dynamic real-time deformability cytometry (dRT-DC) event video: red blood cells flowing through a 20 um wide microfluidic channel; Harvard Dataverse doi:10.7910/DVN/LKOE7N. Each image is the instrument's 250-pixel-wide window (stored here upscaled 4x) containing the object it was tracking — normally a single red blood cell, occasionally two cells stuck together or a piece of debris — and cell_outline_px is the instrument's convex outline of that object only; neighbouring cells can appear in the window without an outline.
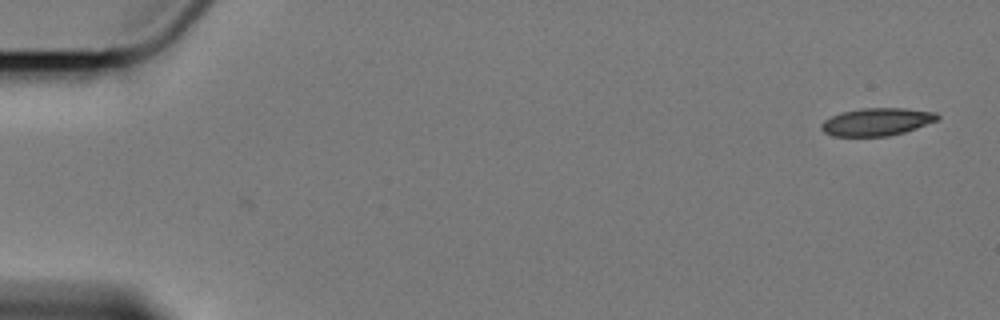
{"species": "Egyptian fruit bat (a non-hibernating species)", "species_latin": "Rousettus aegyptiacus", "temperature_condition": "cold", "stored_images_in_passage": 13, "camera_frame_rate_fps": 3000, "um_per_image_px": 0.085, "animal": {"sex": "female"}, "frame": {"image": 1, "passage_image": 1, "time_ms": 0.0, "image_size_px": [1000, 320], "cell_outline_px": [[940, 116], [936, 120], [916, 128], [904, 132], [888, 136], [832, 136], [824, 132], [820, 128], [820, 124], [824, 120], [832, 116], [844, 112], [860, 108], [904, 108], [936, 112]], "centroid_in_image_um": [74.51, 10.35], "position_along_channel_um": 10.5, "area_um2": 18.61}}
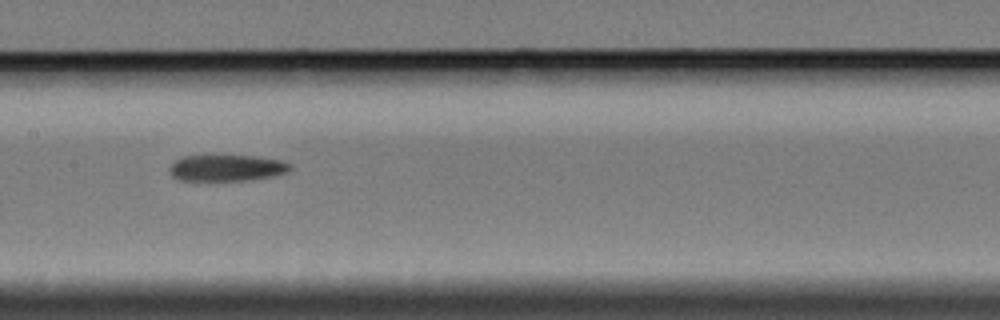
{"frame": {"image": 2, "passage_image": 8, "time_ms": 9.333, "image_size_px": [1000, 320], "cell_outline_px": [[292, 168], [288, 172], [272, 176], [252, 180], [180, 180], [172, 176], [168, 172], [168, 168], [176, 160], [184, 156], [212, 152], [256, 156], [280, 160], [292, 164]], "centroid_in_image_um": [19.24, 14.22], "position_along_channel_um": 188.2, "area_um2": 19.54}}
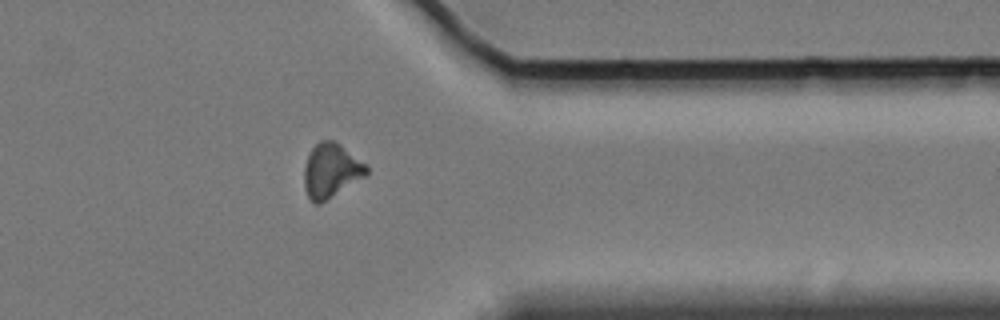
{"frame": {"image": 3, "passage_image": 13, "time_ms": 15.333, "image_size_px": [1000, 320], "cell_outline_px": [[368, 176], [320, 204], [312, 204], [304, 188], [304, 168], [308, 156], [312, 148], [320, 140], [332, 140], [340, 144], [364, 164], [368, 168]], "centroid_in_image_um": [28.13, 14.54], "position_along_channel_um": 383.3, "area_um2": 19.77}, "authors_computed_cell_mechanics": {"area_um2": 19.5364, "velocity_mm_per_s": 3.381, "shape_relaxation_time_tau1_ms": 7.1327, "shape_relaxation_time_tau2_ms": null, "deformation_change_tau1": 0.1551, "deformation_change_tau2": null}}